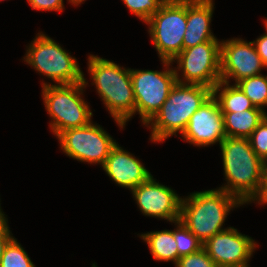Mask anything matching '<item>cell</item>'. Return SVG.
I'll use <instances>...</instances> for the list:
<instances>
[{
  "label": "cell",
  "instance_id": "cell-3",
  "mask_svg": "<svg viewBox=\"0 0 267 267\" xmlns=\"http://www.w3.org/2000/svg\"><path fill=\"white\" fill-rule=\"evenodd\" d=\"M242 205L236 197L219 188L196 191L182 198L179 220L205 243L230 228H224L228 214Z\"/></svg>",
  "mask_w": 267,
  "mask_h": 267
},
{
  "label": "cell",
  "instance_id": "cell-28",
  "mask_svg": "<svg viewBox=\"0 0 267 267\" xmlns=\"http://www.w3.org/2000/svg\"><path fill=\"white\" fill-rule=\"evenodd\" d=\"M258 203V205H267V160L263 162L262 168V180L260 189L256 195V197L250 202Z\"/></svg>",
  "mask_w": 267,
  "mask_h": 267
},
{
  "label": "cell",
  "instance_id": "cell-7",
  "mask_svg": "<svg viewBox=\"0 0 267 267\" xmlns=\"http://www.w3.org/2000/svg\"><path fill=\"white\" fill-rule=\"evenodd\" d=\"M145 24L160 61L172 62L183 50L187 0H166Z\"/></svg>",
  "mask_w": 267,
  "mask_h": 267
},
{
  "label": "cell",
  "instance_id": "cell-13",
  "mask_svg": "<svg viewBox=\"0 0 267 267\" xmlns=\"http://www.w3.org/2000/svg\"><path fill=\"white\" fill-rule=\"evenodd\" d=\"M258 246L253 238L231 226L203 243L216 266H250L249 261Z\"/></svg>",
  "mask_w": 267,
  "mask_h": 267
},
{
  "label": "cell",
  "instance_id": "cell-25",
  "mask_svg": "<svg viewBox=\"0 0 267 267\" xmlns=\"http://www.w3.org/2000/svg\"><path fill=\"white\" fill-rule=\"evenodd\" d=\"M175 267H216V265L207 251L201 248L196 253L180 257Z\"/></svg>",
  "mask_w": 267,
  "mask_h": 267
},
{
  "label": "cell",
  "instance_id": "cell-2",
  "mask_svg": "<svg viewBox=\"0 0 267 267\" xmlns=\"http://www.w3.org/2000/svg\"><path fill=\"white\" fill-rule=\"evenodd\" d=\"M219 146L226 183L217 188L233 195L243 205L249 204L261 186L263 161L248 138L226 137Z\"/></svg>",
  "mask_w": 267,
  "mask_h": 267
},
{
  "label": "cell",
  "instance_id": "cell-29",
  "mask_svg": "<svg viewBox=\"0 0 267 267\" xmlns=\"http://www.w3.org/2000/svg\"><path fill=\"white\" fill-rule=\"evenodd\" d=\"M263 65L267 68V33H263L256 40L252 41Z\"/></svg>",
  "mask_w": 267,
  "mask_h": 267
},
{
  "label": "cell",
  "instance_id": "cell-20",
  "mask_svg": "<svg viewBox=\"0 0 267 267\" xmlns=\"http://www.w3.org/2000/svg\"><path fill=\"white\" fill-rule=\"evenodd\" d=\"M243 93L250 99L252 104L262 109L267 107V75L259 74L244 78L236 83Z\"/></svg>",
  "mask_w": 267,
  "mask_h": 267
},
{
  "label": "cell",
  "instance_id": "cell-30",
  "mask_svg": "<svg viewBox=\"0 0 267 267\" xmlns=\"http://www.w3.org/2000/svg\"><path fill=\"white\" fill-rule=\"evenodd\" d=\"M77 6L81 5V3H84L86 0H72Z\"/></svg>",
  "mask_w": 267,
  "mask_h": 267
},
{
  "label": "cell",
  "instance_id": "cell-14",
  "mask_svg": "<svg viewBox=\"0 0 267 267\" xmlns=\"http://www.w3.org/2000/svg\"><path fill=\"white\" fill-rule=\"evenodd\" d=\"M181 136L183 141L197 147L220 145L226 138L223 114L213 94L191 116Z\"/></svg>",
  "mask_w": 267,
  "mask_h": 267
},
{
  "label": "cell",
  "instance_id": "cell-10",
  "mask_svg": "<svg viewBox=\"0 0 267 267\" xmlns=\"http://www.w3.org/2000/svg\"><path fill=\"white\" fill-rule=\"evenodd\" d=\"M56 138L63 153L79 162L104 165L116 140L98 123L91 121L83 127L69 128Z\"/></svg>",
  "mask_w": 267,
  "mask_h": 267
},
{
  "label": "cell",
  "instance_id": "cell-17",
  "mask_svg": "<svg viewBox=\"0 0 267 267\" xmlns=\"http://www.w3.org/2000/svg\"><path fill=\"white\" fill-rule=\"evenodd\" d=\"M222 114L226 137L231 138H248L267 116L262 109L222 112Z\"/></svg>",
  "mask_w": 267,
  "mask_h": 267
},
{
  "label": "cell",
  "instance_id": "cell-33",
  "mask_svg": "<svg viewBox=\"0 0 267 267\" xmlns=\"http://www.w3.org/2000/svg\"><path fill=\"white\" fill-rule=\"evenodd\" d=\"M216 267H236V266H216ZM244 267H250V266H244Z\"/></svg>",
  "mask_w": 267,
  "mask_h": 267
},
{
  "label": "cell",
  "instance_id": "cell-9",
  "mask_svg": "<svg viewBox=\"0 0 267 267\" xmlns=\"http://www.w3.org/2000/svg\"><path fill=\"white\" fill-rule=\"evenodd\" d=\"M220 56L221 41H207L183 49L172 61L177 62V66L173 67L177 83L213 89L221 81Z\"/></svg>",
  "mask_w": 267,
  "mask_h": 267
},
{
  "label": "cell",
  "instance_id": "cell-18",
  "mask_svg": "<svg viewBox=\"0 0 267 267\" xmlns=\"http://www.w3.org/2000/svg\"><path fill=\"white\" fill-rule=\"evenodd\" d=\"M148 244L151 255L156 261L178 262V250L174 239V230L150 231L139 235Z\"/></svg>",
  "mask_w": 267,
  "mask_h": 267
},
{
  "label": "cell",
  "instance_id": "cell-31",
  "mask_svg": "<svg viewBox=\"0 0 267 267\" xmlns=\"http://www.w3.org/2000/svg\"><path fill=\"white\" fill-rule=\"evenodd\" d=\"M5 216L6 215L4 214V212H3L2 208H1V203H0V220L3 219Z\"/></svg>",
  "mask_w": 267,
  "mask_h": 267
},
{
  "label": "cell",
  "instance_id": "cell-26",
  "mask_svg": "<svg viewBox=\"0 0 267 267\" xmlns=\"http://www.w3.org/2000/svg\"><path fill=\"white\" fill-rule=\"evenodd\" d=\"M71 5L77 6L72 0H67ZM33 10L63 12L64 0H27Z\"/></svg>",
  "mask_w": 267,
  "mask_h": 267
},
{
  "label": "cell",
  "instance_id": "cell-8",
  "mask_svg": "<svg viewBox=\"0 0 267 267\" xmlns=\"http://www.w3.org/2000/svg\"><path fill=\"white\" fill-rule=\"evenodd\" d=\"M163 71L131 69V81L135 97V114L145 125L160 110L170 91L177 83L173 63L161 60Z\"/></svg>",
  "mask_w": 267,
  "mask_h": 267
},
{
  "label": "cell",
  "instance_id": "cell-5",
  "mask_svg": "<svg viewBox=\"0 0 267 267\" xmlns=\"http://www.w3.org/2000/svg\"><path fill=\"white\" fill-rule=\"evenodd\" d=\"M41 85L44 107L51 120L49 128L54 136L66 129L83 127L93 121V112L83 99V91L88 85L85 76L80 83L55 85L42 81Z\"/></svg>",
  "mask_w": 267,
  "mask_h": 267
},
{
  "label": "cell",
  "instance_id": "cell-24",
  "mask_svg": "<svg viewBox=\"0 0 267 267\" xmlns=\"http://www.w3.org/2000/svg\"><path fill=\"white\" fill-rule=\"evenodd\" d=\"M250 146L264 162L267 160V116L248 137Z\"/></svg>",
  "mask_w": 267,
  "mask_h": 267
},
{
  "label": "cell",
  "instance_id": "cell-16",
  "mask_svg": "<svg viewBox=\"0 0 267 267\" xmlns=\"http://www.w3.org/2000/svg\"><path fill=\"white\" fill-rule=\"evenodd\" d=\"M214 0H187V27L183 39V49L207 41H219L211 32Z\"/></svg>",
  "mask_w": 267,
  "mask_h": 267
},
{
  "label": "cell",
  "instance_id": "cell-1",
  "mask_svg": "<svg viewBox=\"0 0 267 267\" xmlns=\"http://www.w3.org/2000/svg\"><path fill=\"white\" fill-rule=\"evenodd\" d=\"M87 71L109 114L122 130L135 115V97L131 81V68L90 54Z\"/></svg>",
  "mask_w": 267,
  "mask_h": 267
},
{
  "label": "cell",
  "instance_id": "cell-4",
  "mask_svg": "<svg viewBox=\"0 0 267 267\" xmlns=\"http://www.w3.org/2000/svg\"><path fill=\"white\" fill-rule=\"evenodd\" d=\"M213 94V89L192 84L176 83L160 110L145 125L151 129L149 140L162 143L185 131L191 116Z\"/></svg>",
  "mask_w": 267,
  "mask_h": 267
},
{
  "label": "cell",
  "instance_id": "cell-6",
  "mask_svg": "<svg viewBox=\"0 0 267 267\" xmlns=\"http://www.w3.org/2000/svg\"><path fill=\"white\" fill-rule=\"evenodd\" d=\"M26 47L22 59L25 64L50 78L55 85L83 82L84 73L77 59L50 36L40 31Z\"/></svg>",
  "mask_w": 267,
  "mask_h": 267
},
{
  "label": "cell",
  "instance_id": "cell-27",
  "mask_svg": "<svg viewBox=\"0 0 267 267\" xmlns=\"http://www.w3.org/2000/svg\"><path fill=\"white\" fill-rule=\"evenodd\" d=\"M12 235L6 215L0 220V263L6 247L15 238Z\"/></svg>",
  "mask_w": 267,
  "mask_h": 267
},
{
  "label": "cell",
  "instance_id": "cell-21",
  "mask_svg": "<svg viewBox=\"0 0 267 267\" xmlns=\"http://www.w3.org/2000/svg\"><path fill=\"white\" fill-rule=\"evenodd\" d=\"M174 239L178 250V259L193 254L203 248V243L179 220L173 223Z\"/></svg>",
  "mask_w": 267,
  "mask_h": 267
},
{
  "label": "cell",
  "instance_id": "cell-23",
  "mask_svg": "<svg viewBox=\"0 0 267 267\" xmlns=\"http://www.w3.org/2000/svg\"><path fill=\"white\" fill-rule=\"evenodd\" d=\"M166 0H122L126 8L143 23L156 13Z\"/></svg>",
  "mask_w": 267,
  "mask_h": 267
},
{
  "label": "cell",
  "instance_id": "cell-32",
  "mask_svg": "<svg viewBox=\"0 0 267 267\" xmlns=\"http://www.w3.org/2000/svg\"><path fill=\"white\" fill-rule=\"evenodd\" d=\"M264 27H265V31H266V33H267V18L264 20Z\"/></svg>",
  "mask_w": 267,
  "mask_h": 267
},
{
  "label": "cell",
  "instance_id": "cell-15",
  "mask_svg": "<svg viewBox=\"0 0 267 267\" xmlns=\"http://www.w3.org/2000/svg\"><path fill=\"white\" fill-rule=\"evenodd\" d=\"M102 169L118 186L130 191L152 176L141 160L124 150L118 142L111 149Z\"/></svg>",
  "mask_w": 267,
  "mask_h": 267
},
{
  "label": "cell",
  "instance_id": "cell-11",
  "mask_svg": "<svg viewBox=\"0 0 267 267\" xmlns=\"http://www.w3.org/2000/svg\"><path fill=\"white\" fill-rule=\"evenodd\" d=\"M266 69L252 41L242 38L221 40L220 78L221 81L236 84L240 80L262 74Z\"/></svg>",
  "mask_w": 267,
  "mask_h": 267
},
{
  "label": "cell",
  "instance_id": "cell-22",
  "mask_svg": "<svg viewBox=\"0 0 267 267\" xmlns=\"http://www.w3.org/2000/svg\"><path fill=\"white\" fill-rule=\"evenodd\" d=\"M0 267H36L22 245L14 238L6 247Z\"/></svg>",
  "mask_w": 267,
  "mask_h": 267
},
{
  "label": "cell",
  "instance_id": "cell-12",
  "mask_svg": "<svg viewBox=\"0 0 267 267\" xmlns=\"http://www.w3.org/2000/svg\"><path fill=\"white\" fill-rule=\"evenodd\" d=\"M153 175L130 192L144 216L174 223L180 219L182 197L171 187L156 181Z\"/></svg>",
  "mask_w": 267,
  "mask_h": 267
},
{
  "label": "cell",
  "instance_id": "cell-19",
  "mask_svg": "<svg viewBox=\"0 0 267 267\" xmlns=\"http://www.w3.org/2000/svg\"><path fill=\"white\" fill-rule=\"evenodd\" d=\"M213 96L219 102L222 112H242L249 109H260L252 104L236 84L220 81L213 88Z\"/></svg>",
  "mask_w": 267,
  "mask_h": 267
}]
</instances>
